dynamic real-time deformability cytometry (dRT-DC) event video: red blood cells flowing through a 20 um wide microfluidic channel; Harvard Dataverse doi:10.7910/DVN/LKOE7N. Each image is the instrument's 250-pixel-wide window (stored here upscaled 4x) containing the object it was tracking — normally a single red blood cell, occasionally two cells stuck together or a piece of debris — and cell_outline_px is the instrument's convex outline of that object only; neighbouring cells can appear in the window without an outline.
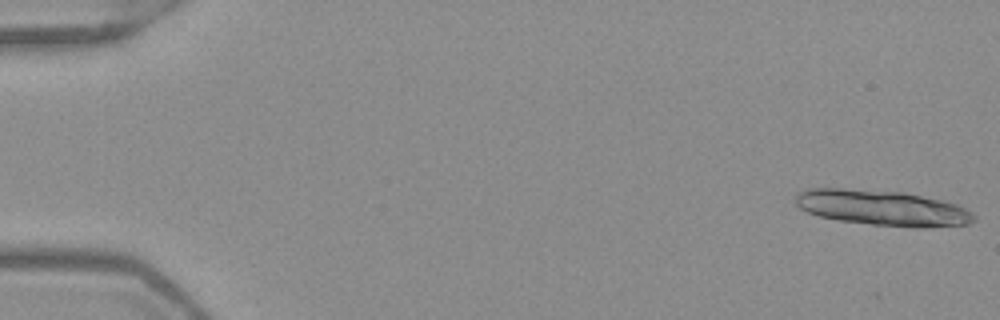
{"species": "Egyptian fruit bat (a non-hibernating species)", "species_latin": "Rousettus aegyptiacus", "temperature_condition": "warm", "stored_images_in_passage": 15, "camera_frame_rate_fps": 3000, "um_per_image_px": 0.085, "frame": {"image": 1, "passage_image": 1, "time_ms": 0.0, "image_size_px": [1000, 320], "cell_outline_px": [[976, 220], [968, 224], [924, 228], [912, 228], [872, 224], [840, 220], [820, 216], [808, 212], [800, 208], [796, 204], [796, 192], [804, 188], [844, 188], [904, 192], [940, 200], [956, 204], [972, 212], [976, 216]], "centroid_in_image_um": [75.0, 17.67], "position_along_channel_um": 10.0, "area_um2": 36.99}}